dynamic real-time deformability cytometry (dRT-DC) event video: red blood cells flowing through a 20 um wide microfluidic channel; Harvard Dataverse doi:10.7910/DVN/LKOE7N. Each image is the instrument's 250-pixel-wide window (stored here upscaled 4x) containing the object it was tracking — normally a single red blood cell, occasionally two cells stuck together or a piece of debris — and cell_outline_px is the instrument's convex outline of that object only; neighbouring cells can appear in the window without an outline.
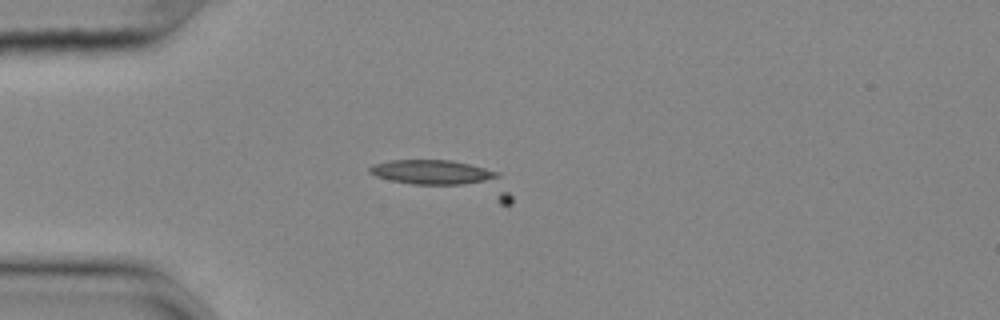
{"species": "common noctule bat (a hibernating species)", "species_latin": "Nyctalus noctula", "temperature_condition": "cold", "stored_images_in_passage": 17, "camera_frame_rate_fps": 3000, "um_per_image_px": 0.085, "animal": {"sex": "female", "body_mass_g": 25.1}, "frame": {"image": 1, "passage_image": 16, "time_ms": 5.0, "image_size_px": [1000, 320], "cell_outline_px": [[512, 204], [500, 204], [392, 180], [376, 176], [368, 172], [368, 168], [372, 164], [392, 160], [452, 160], [500, 172], [512, 196]], "centroid_in_image_um": [38.02, 15.14], "position_along_channel_um": 47.0, "area_um2": 27.05}}